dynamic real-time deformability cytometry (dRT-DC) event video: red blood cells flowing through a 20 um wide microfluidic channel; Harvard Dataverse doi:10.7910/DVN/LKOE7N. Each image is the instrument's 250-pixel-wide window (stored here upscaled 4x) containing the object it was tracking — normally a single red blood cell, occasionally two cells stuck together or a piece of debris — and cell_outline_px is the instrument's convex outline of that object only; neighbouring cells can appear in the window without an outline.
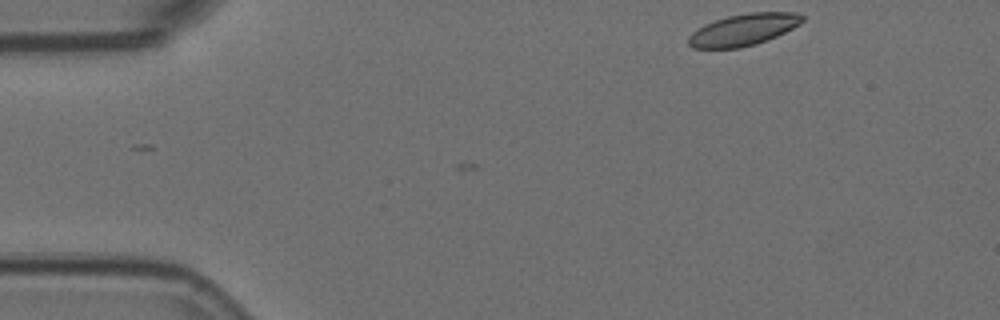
{"species": "Egyptian fruit bat (a non-hibernating species)", "species_latin": "Rousettus aegyptiacus", "temperature_condition": "room temperature", "stored_images_in_passage": 3, "camera_frame_rate_fps": 3000, "um_per_image_px": 0.085, "animal": {"sex": "female"}, "frame": {"image": 1, "passage_image": 1, "time_ms": 0.0, "image_size_px": [1000, 320], "cell_outline_px": [[804, 20], [800, 24], [768, 40], [756, 44], [740, 48], [692, 48], [688, 44], [688, 36], [692, 32], [704, 24], [728, 16], [748, 12], [796, 12], [804, 16]], "centroid_in_image_um": [63.19, 2.52], "position_along_channel_um": 21.8, "area_um2": 21.1}}